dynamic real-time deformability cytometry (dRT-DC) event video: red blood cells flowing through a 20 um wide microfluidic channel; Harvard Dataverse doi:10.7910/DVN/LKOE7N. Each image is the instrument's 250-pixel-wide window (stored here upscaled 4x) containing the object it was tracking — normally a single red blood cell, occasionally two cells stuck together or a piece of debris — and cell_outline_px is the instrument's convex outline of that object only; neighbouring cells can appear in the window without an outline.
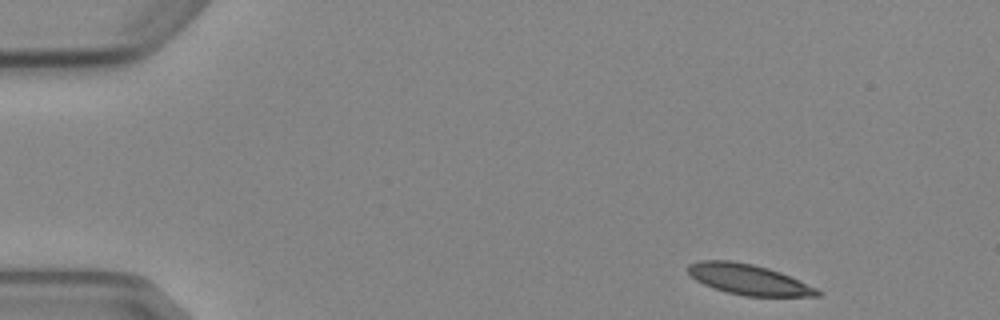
{"species": "Egyptian fruit bat (a non-hibernating species)", "species_latin": "Rousettus aegyptiacus", "temperature_condition": "cold", "stored_images_in_passage": 8, "camera_frame_rate_fps": 3000, "um_per_image_px": 0.085, "animal": {"sex": "female"}, "frame": {"image": 1, "passage_image": 1, "time_ms": 0.0, "image_size_px": [1000, 320], "cell_outline_px": [[824, 292], [820, 296], [744, 296], [728, 292], [704, 284], [696, 280], [688, 272], [688, 264], [700, 260], [732, 260], [752, 264], [768, 268], [780, 272], [816, 288]], "centroid_in_image_um": [63.63, 23.75], "position_along_channel_um": 21.4, "area_um2": 22.77}}
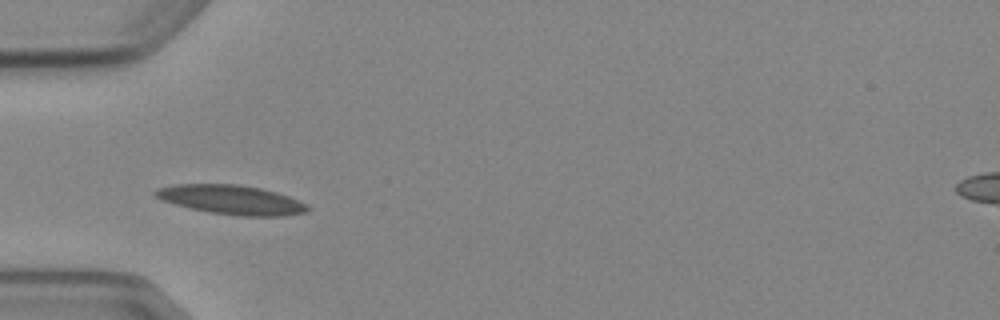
{"frame": {"image": 2, "passage_image": 4, "time_ms": 3.667, "image_size_px": [1000, 320], "cell_outline_px": [[312, 208], [308, 212], [284, 216], [240, 216], [208, 212], [188, 208], [160, 200], [152, 192], [156, 188], [176, 184], [240, 184], [260, 188], [276, 192], [288, 196], [308, 204]], "centroid_in_image_um": [19.68, 16.98], "position_along_channel_um": 65.3, "area_um2": 26.3}}
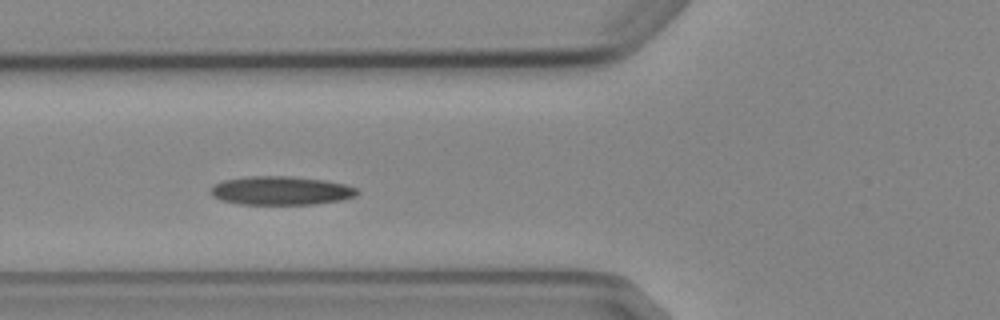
{"frame": {"image": 3, "passage_image": 5, "time_ms": 4.667, "image_size_px": [1000, 320], "cell_outline_px": [[360, 192], [356, 196], [344, 200], [312, 204], [240, 204], [220, 200], [212, 196], [208, 192], [212, 184], [224, 180], [248, 176], [288, 176], [324, 180], [344, 184], [356, 188]], "centroid_in_image_um": [23.85, 16.2], "position_along_channel_um": 102.0, "area_um2": 24.68}}